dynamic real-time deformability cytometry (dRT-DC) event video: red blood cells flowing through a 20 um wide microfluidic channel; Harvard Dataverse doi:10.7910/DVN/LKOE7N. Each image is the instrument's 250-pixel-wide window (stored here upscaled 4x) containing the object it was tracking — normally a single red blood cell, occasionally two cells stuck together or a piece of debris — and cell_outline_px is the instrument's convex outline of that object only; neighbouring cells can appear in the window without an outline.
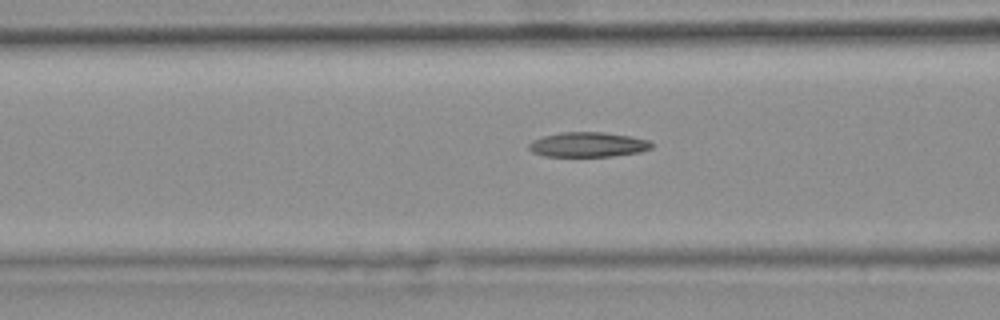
{"species": "common noctule bat (a hibernating species)", "species_latin": "Nyctalus noctula", "temperature_condition": "warm", "stored_images_in_passage": 48, "camera_frame_rate_fps": 3000, "um_per_image_px": 0.085, "animal": {"sex": "female", "body_mass_g": 25.1}, "frame": {"image": 1, "passage_image": 21, "time_ms": 6.667, "image_size_px": [1000, 320], "cell_outline_px": [[652, 148], [640, 152], [612, 156], [544, 156], [532, 152], [528, 148], [528, 144], [532, 140], [544, 136], [560, 132], [604, 132], [628, 136], [648, 140], [652, 144]], "centroid_in_image_um": [49.95, 12.29], "position_along_channel_um": 116.7, "area_um2": 17.69}, "authors_computed_cell_mechanics": {"area_um2": 18.0625, "velocity_mm_per_s": 3.7875, "shape_relaxation_time_tau1_ms": null, "shape_relaxation_time_tau2_ms": 5.0649, "deformation_change_tau1": null, "deformation_change_tau2": 0.1504}}